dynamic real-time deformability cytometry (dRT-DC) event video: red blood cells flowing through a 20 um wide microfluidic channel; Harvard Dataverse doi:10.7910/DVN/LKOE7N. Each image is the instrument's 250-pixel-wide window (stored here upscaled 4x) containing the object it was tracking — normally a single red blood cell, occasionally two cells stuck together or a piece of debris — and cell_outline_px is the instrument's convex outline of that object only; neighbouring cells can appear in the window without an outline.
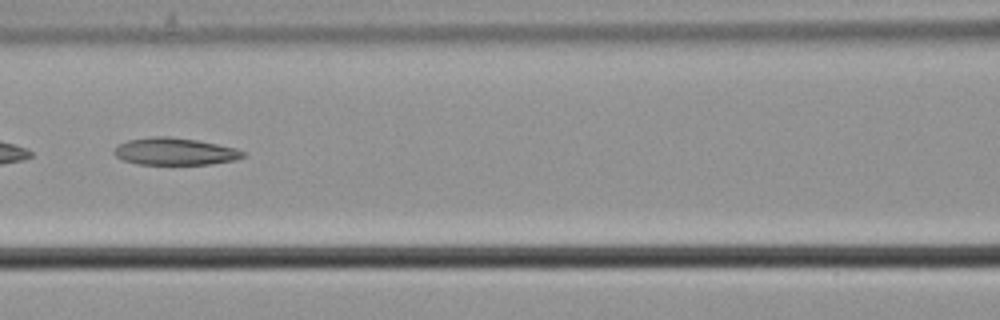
{"species": "common noctule bat (a hibernating species)", "species_latin": "Nyctalus noctula", "temperature_condition": "cold", "stored_images_in_passage": 6, "camera_frame_rate_fps": 3000, "um_per_image_px": 0.085, "animal": {"sex": "male", "body_mass_g": 21.5, "forearm_length_mm": 52.0}, "frame": {"image": 1, "passage_image": 4, "time_ms": 1.0, "image_size_px": [1000, 320], "cell_outline_px": [[244, 156], [236, 160], [212, 164], [136, 164], [124, 160], [116, 156], [112, 152], [120, 144], [128, 140], [152, 136], [168, 136], [196, 140], [236, 148], [244, 152]], "centroid_in_image_um": [14.86, 12.88], "position_along_channel_um": 151.7, "area_um2": 20.29}}
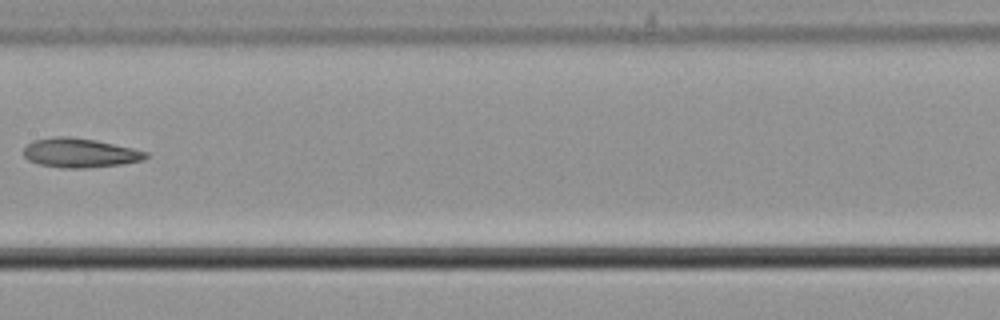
{"frame": {"image": 2, "passage_image": 5, "time_ms": 1.333, "image_size_px": [1000, 320], "cell_outline_px": [[148, 156], [144, 160], [120, 164], [88, 168], [64, 168], [40, 164], [28, 160], [24, 156], [24, 148], [32, 140], [56, 136], [68, 136], [96, 140], [132, 148], [148, 152]], "centroid_in_image_um": [6.78, 12.99], "position_along_channel_um": 200.6, "area_um2": 20.81}}
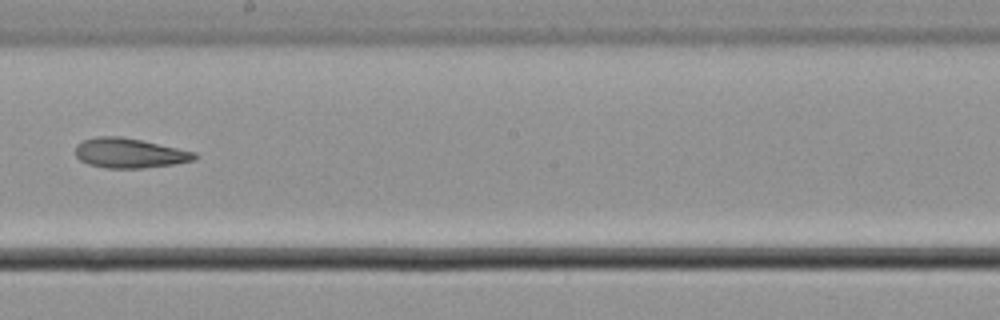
{"frame": {"image": 3, "passage_image": 6, "time_ms": 1.667, "image_size_px": [1000, 320], "cell_outline_px": [[200, 156], [192, 160], [172, 164], [144, 168], [108, 168], [88, 164], [80, 160], [76, 156], [76, 144], [84, 140], [96, 136], [120, 136], [140, 140], [196, 152]], "centroid_in_image_um": [10.99, 13.01], "position_along_channel_um": 237.2, "area_um2": 20.52}}